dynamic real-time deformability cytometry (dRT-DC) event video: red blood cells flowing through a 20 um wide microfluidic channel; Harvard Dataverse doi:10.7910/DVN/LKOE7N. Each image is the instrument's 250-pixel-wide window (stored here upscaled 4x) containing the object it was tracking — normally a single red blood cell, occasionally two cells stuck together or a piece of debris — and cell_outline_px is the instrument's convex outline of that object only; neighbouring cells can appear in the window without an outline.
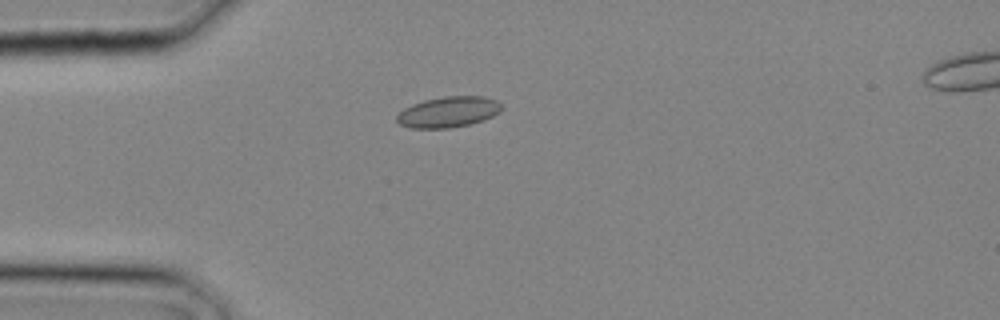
{"species": "common noctule bat (a hibernating species)", "species_latin": "Nyctalus noctula", "temperature_condition": "cold", "stored_images_in_passage": 4, "camera_frame_rate_fps": 3000, "um_per_image_px": 0.085, "animal": {"sex": "male", "body_mass_g": 20.4}, "frame": {"image": 1, "passage_image": 4, "time_ms": 1.0, "image_size_px": [1000, 320], "cell_outline_px": [[504, 108], [500, 112], [484, 120], [468, 124], [448, 128], [412, 128], [400, 124], [396, 120], [396, 116], [404, 108], [412, 104], [424, 100], [444, 96], [484, 96], [496, 100]], "centroid_in_image_um": [38.12, 9.51], "position_along_channel_um": 46.9, "area_um2": 18.79}}